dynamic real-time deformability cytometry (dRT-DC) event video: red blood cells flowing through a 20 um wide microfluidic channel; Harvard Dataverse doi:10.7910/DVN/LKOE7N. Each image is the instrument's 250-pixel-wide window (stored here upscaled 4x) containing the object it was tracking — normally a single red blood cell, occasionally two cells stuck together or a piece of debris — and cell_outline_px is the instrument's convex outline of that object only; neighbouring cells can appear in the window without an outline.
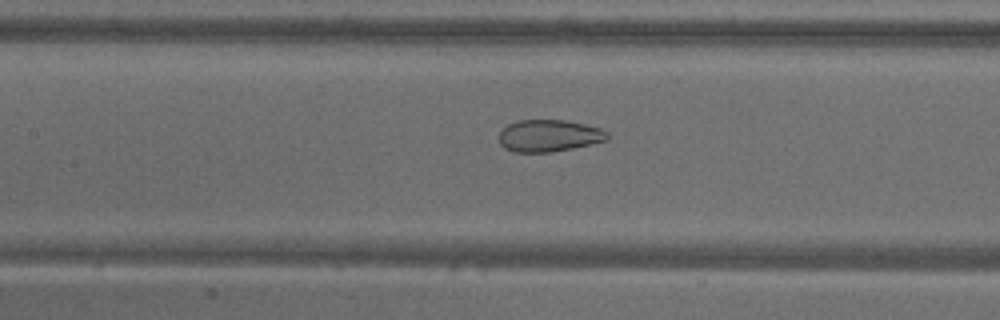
{"species": "common noctule bat (a hibernating species)", "species_latin": "Nyctalus noctula", "temperature_condition": "warm", "stored_images_in_passage": 42, "camera_frame_rate_fps": 3000, "um_per_image_px": 0.085, "animal": {"sex": "male", "body_mass_g": 18.8}, "frame": {"image": 1, "passage_image": 13, "time_ms": 4.0, "image_size_px": [1000, 320], "cell_outline_px": [[608, 140], [572, 148], [552, 152], [512, 152], [504, 148], [500, 144], [500, 132], [508, 124], [516, 120], [564, 120], [584, 124], [600, 128], [608, 132]], "centroid_in_image_um": [46.65, 11.54], "position_along_channel_um": 160.7, "area_um2": 20.17}}
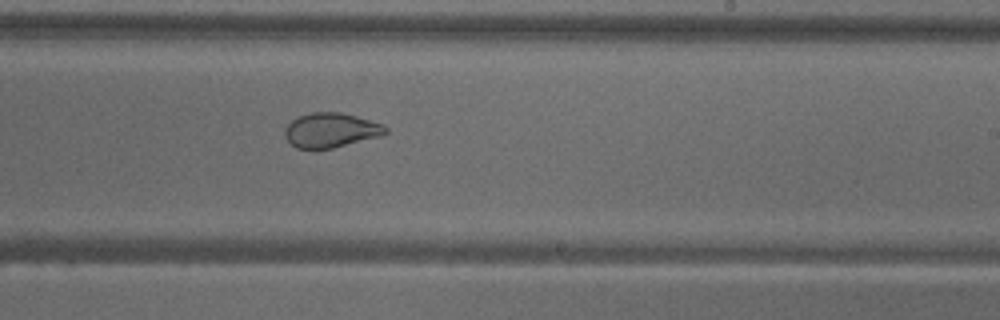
{"frame": {"image": 2, "passage_image": 21, "time_ms": 6.667, "image_size_px": [1000, 320], "cell_outline_px": [[388, 132], [380, 136], [332, 148], [296, 148], [288, 140], [284, 132], [284, 128], [292, 120], [300, 116], [312, 112], [340, 112], [356, 116], [384, 124], [388, 128]], "centroid_in_image_um": [28.14, 11.05], "position_along_channel_um": 260.9, "area_um2": 20.11}}
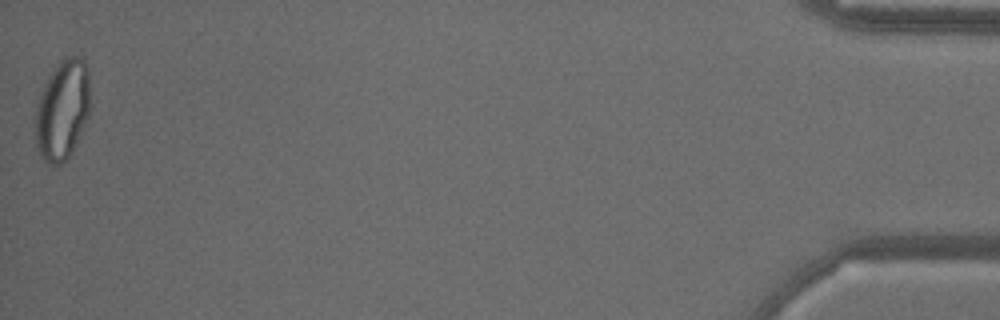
{"frame": {"image": 3, "passage_image": 42, "time_ms": 13.667, "image_size_px": [1000, 320], "cell_outline_px": [[88, 116], [80, 136], [72, 152], [60, 164], [48, 164], [40, 156], [36, 144], [36, 104], [44, 84], [48, 76], [56, 64], [60, 60], [68, 56], [80, 56], [84, 60], [88, 68]], "centroid_in_image_um": [5.29, 9.32], "position_along_channel_um": 429.9, "area_um2": 31.79}, "authors_computed_cell_mechanics": {"area_um2": 24.2471, "velocity_mm_per_s": 3.7729, "shape_relaxation_time_tau1_ms": null, "shape_relaxation_time_tau2_ms": 0.7856, "deformation_change_tau1": null, "deformation_change_tau2": 0.0646}}